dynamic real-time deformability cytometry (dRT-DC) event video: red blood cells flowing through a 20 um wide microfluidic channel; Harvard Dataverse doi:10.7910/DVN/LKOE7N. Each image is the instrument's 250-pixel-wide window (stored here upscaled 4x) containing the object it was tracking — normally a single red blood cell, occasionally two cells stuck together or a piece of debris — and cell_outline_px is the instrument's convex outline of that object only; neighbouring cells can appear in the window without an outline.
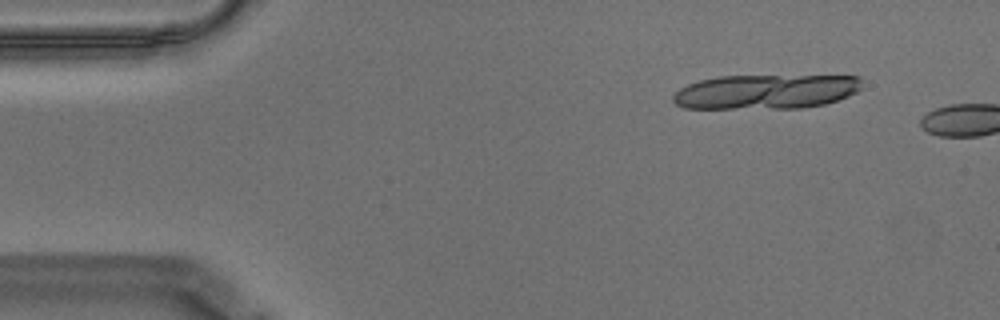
{"species": "Egyptian fruit bat (a non-hibernating species)", "species_latin": "Rousettus aegyptiacus", "temperature_condition": "warm", "stored_images_in_passage": 8, "camera_frame_rate_fps": 3000, "um_per_image_px": 0.085, "animal": {"sex": "male"}, "frame": {"image": 1, "passage_image": 6, "time_ms": 1.667, "image_size_px": [1000, 320], "cell_outline_px": [[860, 88], [856, 92], [848, 96], [824, 104], [800, 108], [684, 108], [676, 104], [672, 100], [672, 96], [680, 88], [688, 84], [700, 80], [720, 76], [860, 76]], "centroid_in_image_um": [65.06, 7.79], "position_along_channel_um": 19.9, "area_um2": 37.8}}